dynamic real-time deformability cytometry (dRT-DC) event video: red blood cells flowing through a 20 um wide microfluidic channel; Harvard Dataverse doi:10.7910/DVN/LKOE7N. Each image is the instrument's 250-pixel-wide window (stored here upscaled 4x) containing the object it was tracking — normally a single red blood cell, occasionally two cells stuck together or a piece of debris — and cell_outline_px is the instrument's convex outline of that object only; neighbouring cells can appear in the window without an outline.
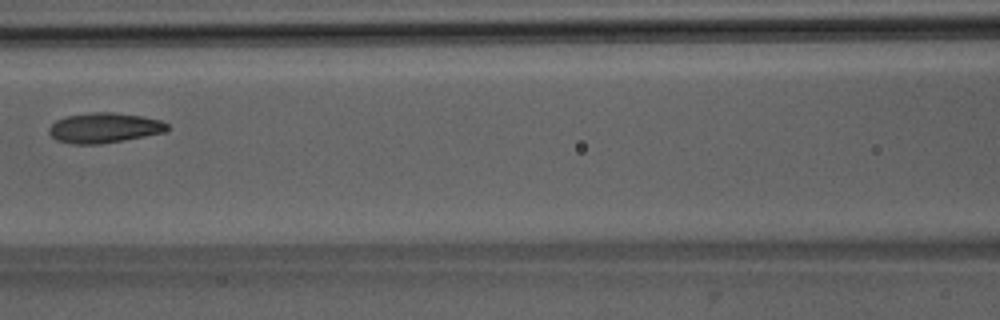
{"species": "Egyptian fruit bat (a non-hibernating species)", "species_latin": "Rousettus aegyptiacus", "temperature_condition": "room temperature", "stored_images_in_passage": 6, "camera_frame_rate_fps": 3000, "um_per_image_px": 0.085, "animal": {"sex": "male"}, "frame": {"image": 1, "passage_image": 5, "time_ms": 5.667, "image_size_px": [1000, 320], "cell_outline_px": [[168, 128], [164, 132], [124, 140], [96, 144], [72, 144], [56, 140], [48, 132], [48, 128], [56, 120], [68, 116], [88, 112], [112, 112], [144, 116], [160, 120], [168, 124]], "centroid_in_image_um": [8.84, 10.86], "position_along_channel_um": 157.8, "area_um2": 20.69}}